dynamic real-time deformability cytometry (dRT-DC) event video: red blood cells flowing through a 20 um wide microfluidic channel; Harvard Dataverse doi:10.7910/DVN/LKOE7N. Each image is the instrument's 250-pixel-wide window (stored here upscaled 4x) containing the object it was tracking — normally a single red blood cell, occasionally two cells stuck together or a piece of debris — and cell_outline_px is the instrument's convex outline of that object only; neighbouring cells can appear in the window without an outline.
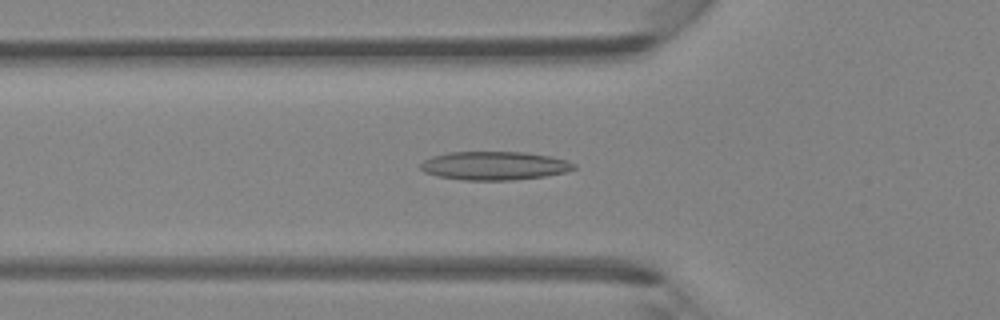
{"species": "Egyptian fruit bat (a non-hibernating species)", "species_latin": "Rousettus aegyptiacus", "temperature_condition": "room temperature", "stored_images_in_passage": 46, "camera_frame_rate_fps": 3000, "um_per_image_px": 0.085, "animal": {"sex": "female"}, "frame": {"image": 1, "passage_image": 16, "time_ms": 5.0, "image_size_px": [1000, 320], "cell_outline_px": [[576, 168], [564, 172], [544, 176], [512, 180], [464, 180], [436, 176], [424, 172], [420, 168], [420, 164], [424, 160], [432, 156], [448, 152], [524, 152], [548, 156], [568, 160], [576, 164]], "centroid_in_image_um": [42.0, 14.08], "position_along_channel_um": 83.8, "area_um2": 25.49}}
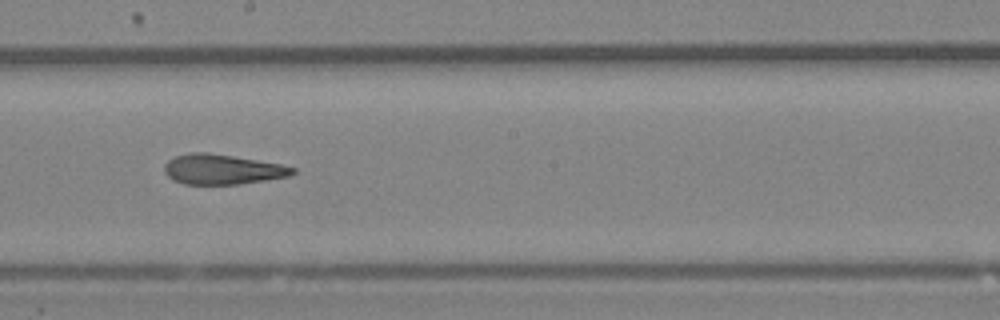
{"frame": {"image": 2, "passage_image": 26, "time_ms": 8.333, "image_size_px": [1000, 320], "cell_outline_px": [[296, 172], [288, 176], [240, 184], [184, 184], [172, 180], [164, 172], [164, 164], [168, 160], [176, 156], [188, 152], [208, 152], [280, 164], [296, 168]], "centroid_in_image_um": [18.85, 14.39], "position_along_channel_um": 229.3, "area_um2": 22.37}}
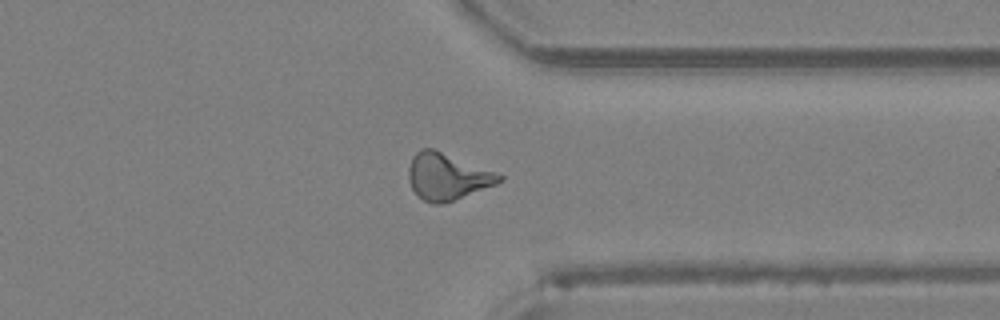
{"frame": {"image": 3, "passage_image": 36, "time_ms": 11.667, "image_size_px": [1000, 320], "cell_outline_px": [[504, 180], [496, 184], [444, 204], [432, 204], [424, 200], [412, 188], [408, 180], [408, 168], [412, 156], [416, 152], [424, 148], [432, 148], [504, 176]], "centroid_in_image_um": [37.98, 15.02], "position_along_channel_um": 373.4, "area_um2": 24.28}, "authors_computed_cell_mechanics": {"area_um2": 23.8136, "velocity_mm_per_s": 4.3632, "shape_relaxation_time_tau1_ms": 10.0531, "shape_relaxation_time_tau2_ms": 2.0703, "deformation_change_tau1": 0.2386, "deformation_change_tau2": 0.1126}}